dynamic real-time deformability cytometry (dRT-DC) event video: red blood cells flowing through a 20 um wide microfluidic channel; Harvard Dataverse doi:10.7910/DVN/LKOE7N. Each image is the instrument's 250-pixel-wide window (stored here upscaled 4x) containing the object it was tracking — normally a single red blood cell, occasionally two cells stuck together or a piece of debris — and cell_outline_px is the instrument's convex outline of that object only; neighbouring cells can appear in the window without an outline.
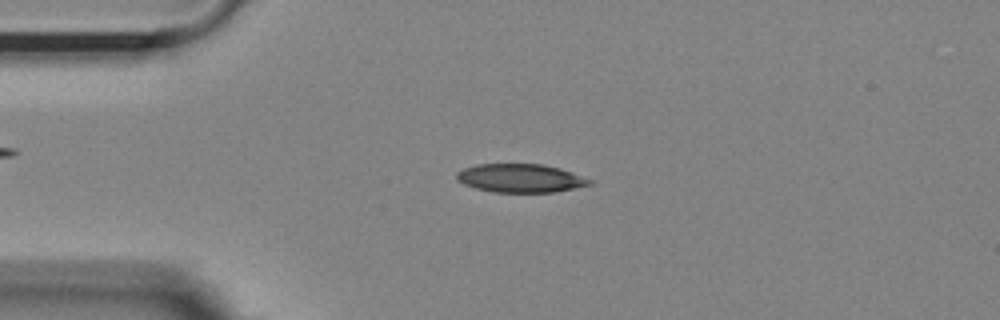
{"species": "Egyptian fruit bat (a non-hibernating species)", "species_latin": "Rousettus aegyptiacus", "temperature_condition": "room temperature", "stored_images_in_passage": 54, "camera_frame_rate_fps": 3000, "um_per_image_px": 0.085, "animal": {"sex": "female"}, "frame": {"image": 1, "passage_image": 12, "time_ms": 3.667, "image_size_px": [1000, 320], "cell_outline_px": [[596, 180], [592, 184], [556, 192], [492, 192], [476, 188], [464, 184], [456, 180], [456, 172], [464, 168], [476, 164], [540, 164], [560, 168]], "centroid_in_image_um": [44.26, 15.14], "position_along_channel_um": 40.7, "area_um2": 22.25}}
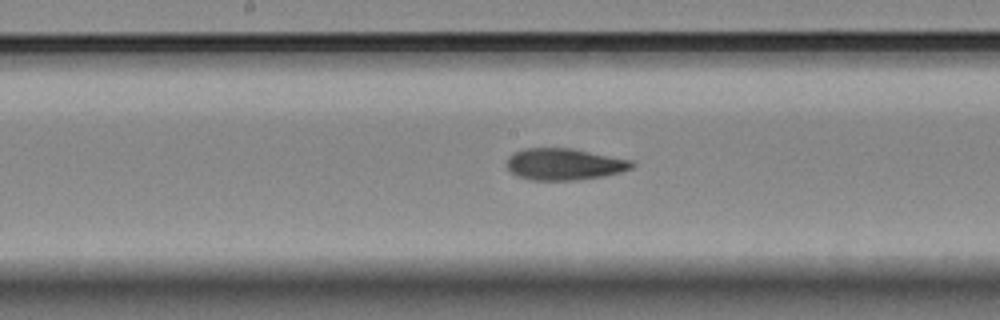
{"frame": {"image": 2, "passage_image": 27, "time_ms": 8.667, "image_size_px": [1000, 320], "cell_outline_px": [[636, 164], [632, 168], [620, 172], [580, 180], [532, 180], [516, 176], [504, 164], [508, 156], [512, 152], [524, 148], [572, 148], [632, 160]], "centroid_in_image_um": [47.92, 13.95], "position_along_channel_um": 200.3, "area_um2": 23.29}}
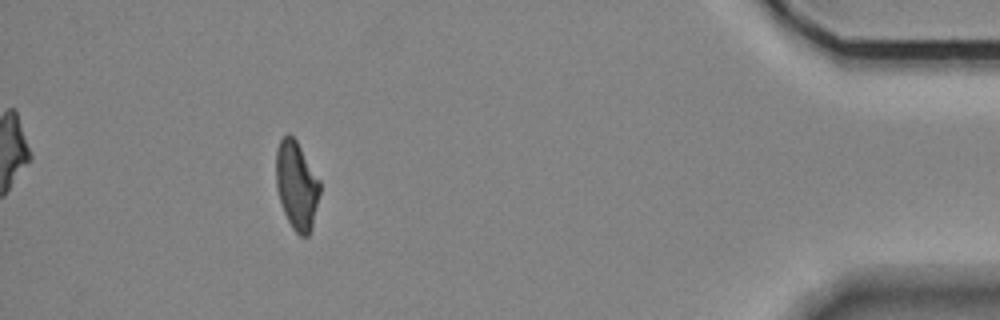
{"frame": {"image": 3, "passage_image": 49, "time_ms": 16.0, "image_size_px": [1000, 320], "cell_outline_px": [[320, 192], [312, 228], [308, 236], [300, 236], [292, 228], [284, 212], [276, 188], [276, 148], [280, 140], [288, 132], [296, 140], [320, 180]], "centroid_in_image_um": [25.21, 15.75], "position_along_channel_um": 410.0, "area_um2": 22.54}, "authors_computed_cell_mechanics": {"area_um2": 23.1778, "velocity_mm_per_s": 3.6267, "shape_relaxation_time_tau1_ms": null, "shape_relaxation_time_tau2_ms": 2.7908, "deformation_change_tau1": null, "deformation_change_tau2": 0.1052}}